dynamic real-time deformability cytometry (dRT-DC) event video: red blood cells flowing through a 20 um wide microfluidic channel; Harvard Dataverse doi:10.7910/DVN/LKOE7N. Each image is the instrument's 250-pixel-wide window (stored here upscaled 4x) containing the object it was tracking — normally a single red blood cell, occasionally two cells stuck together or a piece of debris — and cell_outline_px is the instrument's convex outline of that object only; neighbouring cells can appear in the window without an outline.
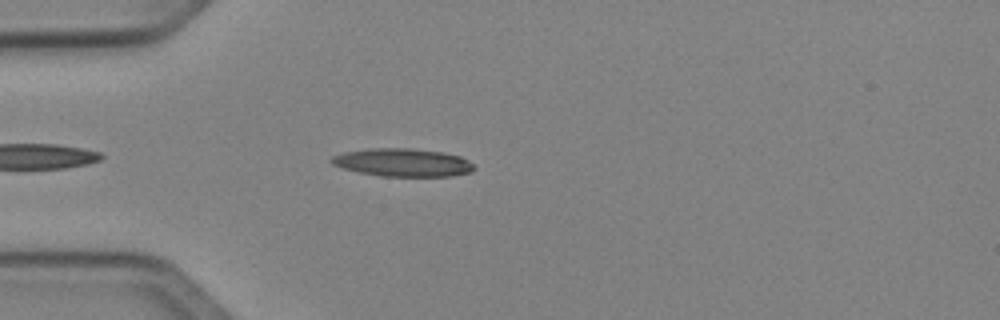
{"species": "Egyptian fruit bat (a non-hibernating species)", "species_latin": "Rousettus aegyptiacus", "temperature_condition": "cold", "stored_images_in_passage": 32, "camera_frame_rate_fps": 3000, "um_per_image_px": 0.085, "animal": {"sex": "female"}, "frame": {"image": 1, "passage_image": 3, "time_ms": 0.667, "image_size_px": [1000, 320], "cell_outline_px": [[476, 168], [472, 172], [452, 176], [380, 176], [360, 172], [344, 168], [332, 164], [328, 160], [332, 156], [344, 152], [372, 148], [408, 148], [444, 152], [460, 156], [468, 160]], "centroid_in_image_um": [34.25, 13.81], "position_along_channel_um": 50.7, "area_um2": 23.29}}
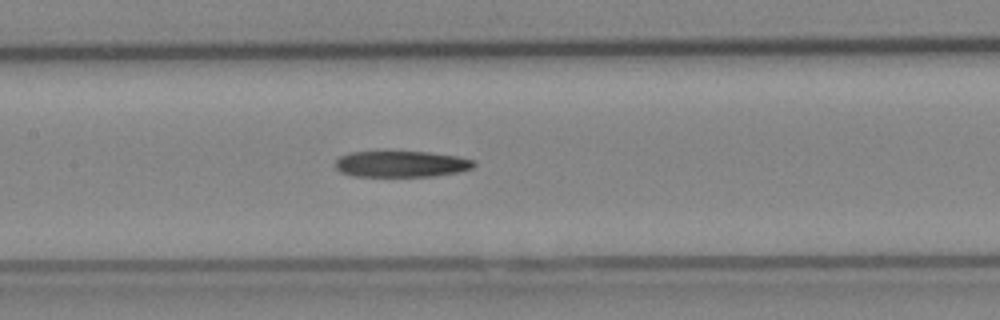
{"frame": {"image": 2, "passage_image": 13, "time_ms": 4.0, "image_size_px": [1000, 320], "cell_outline_px": [[476, 164], [472, 168], [460, 172], [432, 176], [352, 176], [340, 172], [336, 168], [336, 160], [340, 156], [352, 152], [428, 152], [456, 156], [472, 160]], "centroid_in_image_um": [34.1, 13.95], "position_along_channel_um": 173.3, "area_um2": 20.98}}
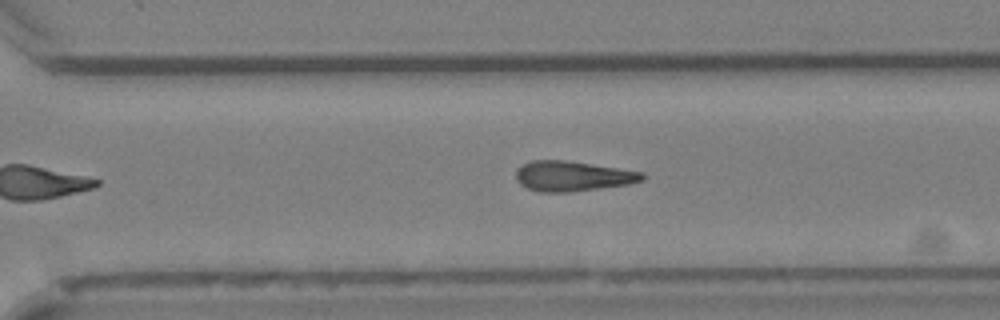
{"frame": {"image": 3, "passage_image": 24, "time_ms": 7.667, "image_size_px": [1000, 320], "cell_outline_px": [[644, 180], [628, 184], [600, 188], [568, 192], [540, 192], [528, 188], [520, 184], [516, 180], [516, 172], [524, 164], [532, 160], [564, 160], [644, 172]], "centroid_in_image_um": [48.67, 14.97], "position_along_channel_um": 321.9, "area_um2": 21.91}}